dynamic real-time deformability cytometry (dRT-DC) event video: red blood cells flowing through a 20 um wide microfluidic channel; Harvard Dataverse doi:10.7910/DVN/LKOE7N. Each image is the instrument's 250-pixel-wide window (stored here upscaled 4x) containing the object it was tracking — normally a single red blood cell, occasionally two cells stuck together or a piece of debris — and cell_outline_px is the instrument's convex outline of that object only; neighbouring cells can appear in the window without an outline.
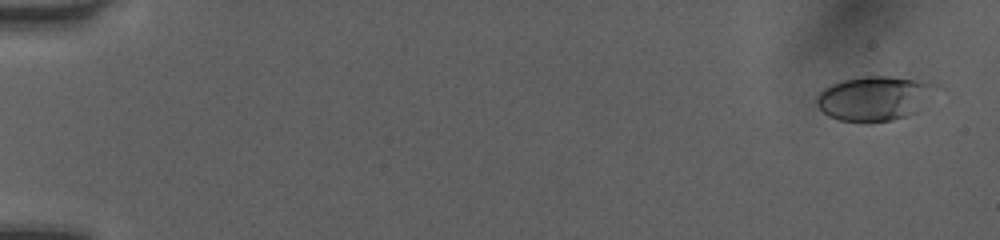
{"species": "human", "species_latin": "Homo sapiens", "temperature_condition": "room temperature", "stored_images_in_passage": 51, "camera_frame_rate_fps": 3000, "um_per_image_px": 0.085, "donor": {"sex": "female"}, "frame": {"image": 1, "passage_image": 2, "time_ms": 0.333, "image_size_px": [1000, 240], "cell_outline_px": [[944, 88], [920, 112], [892, 120], [840, 120], [828, 116], [816, 104], [816, 96], [824, 88], [832, 84], [844, 80], [864, 76], [888, 76], [932, 80], [940, 84]], "centroid_in_image_um": [74.54, 8.31], "position_along_channel_um": 10.5, "area_um2": 31.79}}
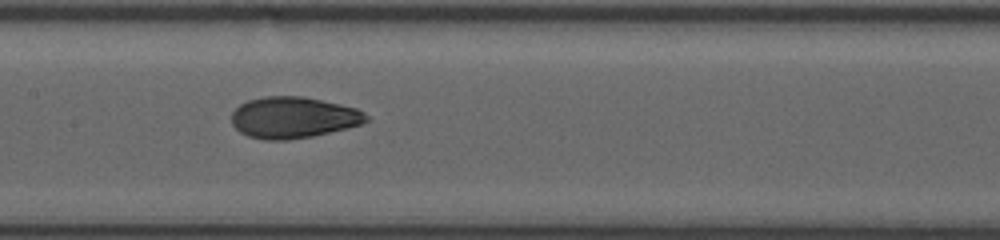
{"frame": {"image": 2, "passage_image": 27, "time_ms": 8.667, "image_size_px": [1000, 240], "cell_outline_px": [[368, 120], [360, 124], [348, 128], [312, 136], [288, 140], [264, 140], [248, 136], [240, 132], [232, 124], [232, 112], [240, 104], [248, 100], [264, 96], [304, 96], [340, 104], [356, 108], [364, 112], [368, 116]], "centroid_in_image_um": [24.92, 9.99], "position_along_channel_um": 182.5, "area_um2": 32.48}}
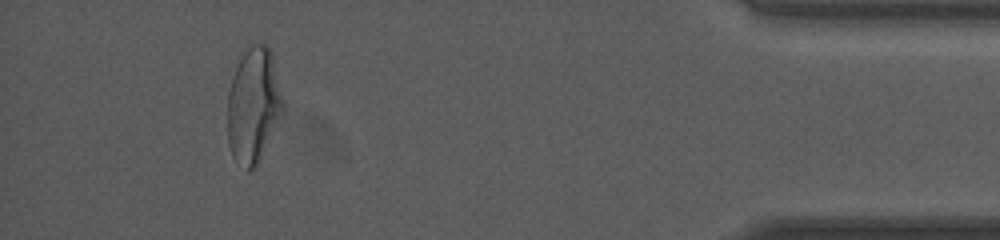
{"frame": {"image": 3, "passage_image": 48, "time_ms": 15.667, "image_size_px": [1000, 240], "cell_outline_px": [[284, 116], [256, 164], [248, 172], [232, 156], [228, 144], [228, 92], [240, 52], [248, 44], [268, 44], [272, 52], [284, 104]], "centroid_in_image_um": [21.56, 8.89], "position_along_channel_um": 413.6, "area_um2": 37.8}, "authors_computed_cell_mechanics": {"area_um2": 31.8478, "velocity_mm_per_s": 4.0619, "shape_relaxation_time_tau1_ms": 3.8741, "shape_relaxation_time_tau2_ms": 1.3679, "deformation_change_tau1": 0.16, "deformation_change_tau2": 0.0652}}